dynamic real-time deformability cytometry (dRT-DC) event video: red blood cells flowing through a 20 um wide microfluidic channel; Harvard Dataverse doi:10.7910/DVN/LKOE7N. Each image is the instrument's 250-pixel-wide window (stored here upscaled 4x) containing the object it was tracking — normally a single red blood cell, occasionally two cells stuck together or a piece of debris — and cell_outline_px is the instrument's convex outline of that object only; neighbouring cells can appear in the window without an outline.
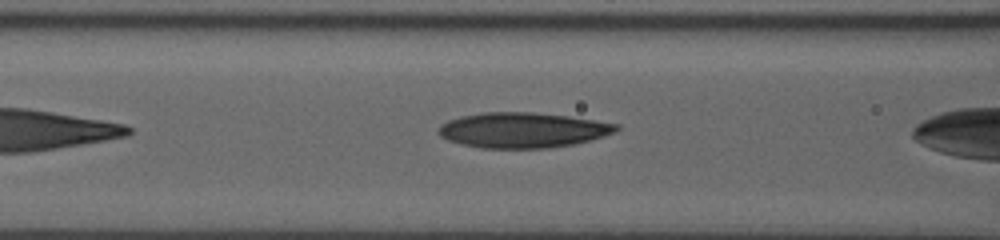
{"species": "human", "species_latin": "Homo sapiens", "temperature_condition": "room temperature", "stored_images_in_passage": 29, "camera_frame_rate_fps": 3000, "um_per_image_px": 0.085, "donor": {"sex": "male"}, "frame": {"image": 1, "passage_image": 7, "time_ms": 2.0, "image_size_px": [1000, 240], "cell_outline_px": [[620, 128], [616, 132], [604, 136], [572, 144], [548, 148], [480, 148], [448, 140], [440, 136], [436, 132], [440, 124], [448, 120], [460, 116], [484, 112], [532, 112], [568, 116], [620, 124]], "centroid_in_image_um": [44.41, 11.05], "position_along_channel_um": 122.2, "area_um2": 36.59}}
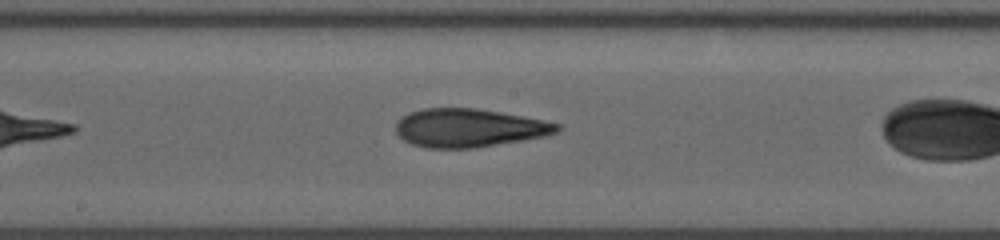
{"frame": {"image": 2, "passage_image": 14, "time_ms": 4.333, "image_size_px": [1000, 240], "cell_outline_px": [[564, 128], [556, 132], [544, 136], [524, 140], [476, 148], [428, 148], [412, 144], [404, 140], [396, 132], [396, 124], [400, 116], [408, 112], [424, 108], [476, 108], [500, 112], [544, 120], [560, 124]], "centroid_in_image_um": [39.86, 10.87], "position_along_channel_um": 208.3, "area_um2": 36.24}}
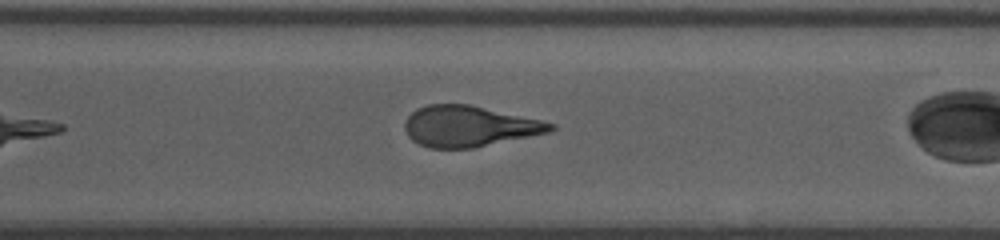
{"frame": {"image": 3, "passage_image": 24, "time_ms": 7.667, "image_size_px": [1000, 240], "cell_outline_px": [[556, 128], [552, 132], [472, 148], [428, 148], [412, 140], [408, 136], [404, 128], [404, 124], [408, 116], [416, 108], [428, 104], [468, 104], [540, 120], [556, 124]], "centroid_in_image_um": [39.87, 10.74], "position_along_channel_um": 330.7, "area_um2": 34.62}}